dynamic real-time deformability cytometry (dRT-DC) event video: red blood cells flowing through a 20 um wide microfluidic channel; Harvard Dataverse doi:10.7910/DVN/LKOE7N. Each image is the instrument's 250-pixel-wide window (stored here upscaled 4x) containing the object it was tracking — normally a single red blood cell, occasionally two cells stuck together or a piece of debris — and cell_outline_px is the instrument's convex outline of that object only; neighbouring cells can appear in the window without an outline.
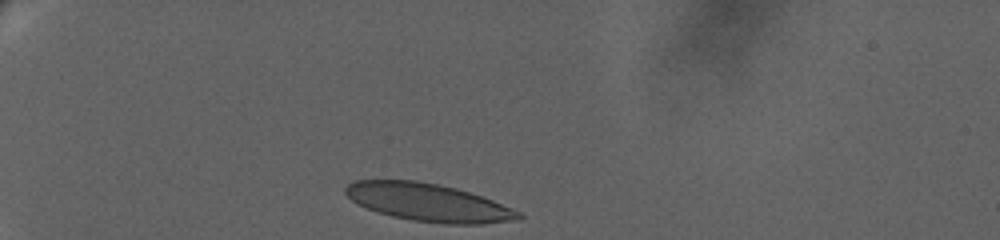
{"species": "human", "species_latin": "Homo sapiens", "temperature_condition": "warm", "stored_images_in_passage": 37, "camera_frame_rate_fps": 3000, "um_per_image_px": 0.085, "donor": {"sex": "female"}, "frame": {"image": 1, "passage_image": 1, "time_ms": 0.0, "image_size_px": [1000, 240], "cell_outline_px": [[524, 216], [520, 220], [484, 224], [444, 224], [412, 220], [392, 216], [368, 208], [352, 200], [344, 192], [344, 188], [352, 180], [416, 180], [456, 188], [492, 200], [520, 212]], "centroid_in_image_um": [36.42, 17.21], "position_along_channel_um": 48.6, "area_um2": 37.92}}
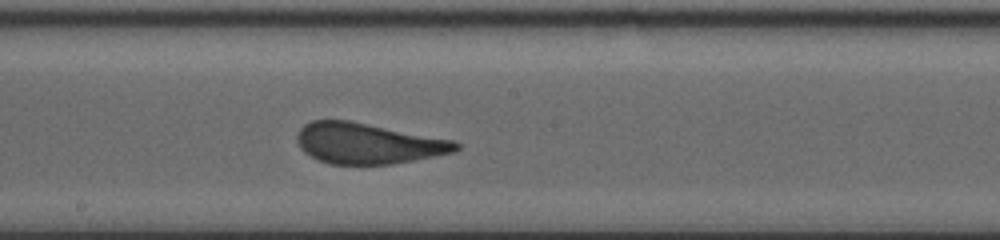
{"frame": {"image": 2, "passage_image": 22, "time_ms": 7.0, "image_size_px": [1000, 240], "cell_outline_px": [[460, 148], [456, 152], [436, 156], [392, 164], [328, 164], [304, 152], [300, 148], [296, 140], [296, 136], [300, 128], [304, 124], [312, 120], [348, 120], [456, 140], [460, 144]], "centroid_in_image_um": [31.3, 12.18], "position_along_channel_um": 216.9, "area_um2": 37.92}}
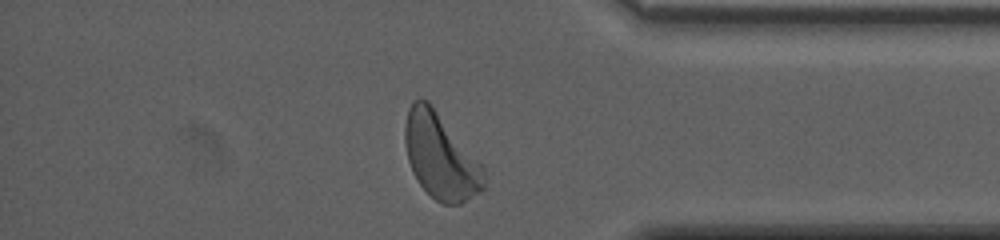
{"frame": {"image": 3, "passage_image": 36, "time_ms": 13.0, "image_size_px": [1000, 240], "cell_outline_px": [[484, 188], [480, 192], [460, 204], [440, 204], [420, 184], [412, 172], [408, 160], [404, 144], [404, 124], [408, 108], [420, 96], [428, 100], [432, 104], [484, 164]], "centroid_in_image_um": [37.46, 13.26], "position_along_channel_um": 397.7, "area_um2": 39.94}, "authors_computed_cell_mechanics": {"area_um2": 38.0902, "velocity_mm_per_s": 3.1684, "shape_relaxation_time_tau1_ms": 4.5744, "shape_relaxation_time_tau2_ms": null, "deformation_change_tau1": 0.1481, "deformation_change_tau2": null}}